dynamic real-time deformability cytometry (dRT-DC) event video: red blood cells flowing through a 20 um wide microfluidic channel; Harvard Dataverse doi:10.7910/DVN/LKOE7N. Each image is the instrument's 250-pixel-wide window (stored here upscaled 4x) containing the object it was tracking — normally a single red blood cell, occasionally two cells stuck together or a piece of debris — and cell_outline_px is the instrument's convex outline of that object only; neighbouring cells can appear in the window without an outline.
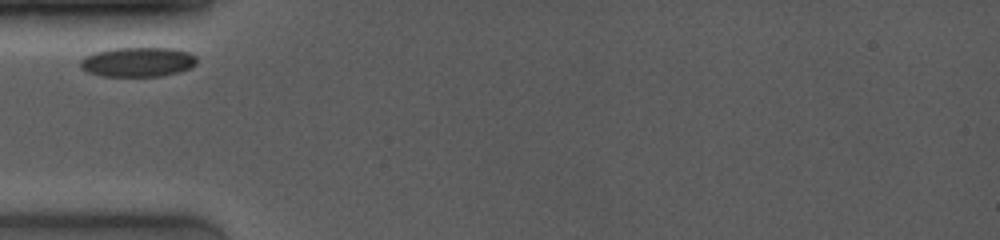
{"species": "common noctule bat (a hibernating species)", "species_latin": "Nyctalus noctula", "temperature_condition": "room temperature", "stored_images_in_passage": 3, "camera_frame_rate_fps": 4000, "um_per_image_px": 0.085, "animal": {"sex": "female", "body_mass_g": 19.0, "forearm_length_mm": 53.3}, "frame": {"image": 1, "passage_image": 1, "time_ms": 0.0, "image_size_px": [1000, 240], "cell_outline_px": [[196, 64], [180, 72], [160, 76], [100, 76], [88, 72], [80, 68], [80, 60], [84, 56], [96, 52], [112, 48], [172, 48], [188, 52], [196, 56]], "centroid_in_image_um": [11.69, 5.27], "position_along_channel_um": 73.3, "area_um2": 20.11}}